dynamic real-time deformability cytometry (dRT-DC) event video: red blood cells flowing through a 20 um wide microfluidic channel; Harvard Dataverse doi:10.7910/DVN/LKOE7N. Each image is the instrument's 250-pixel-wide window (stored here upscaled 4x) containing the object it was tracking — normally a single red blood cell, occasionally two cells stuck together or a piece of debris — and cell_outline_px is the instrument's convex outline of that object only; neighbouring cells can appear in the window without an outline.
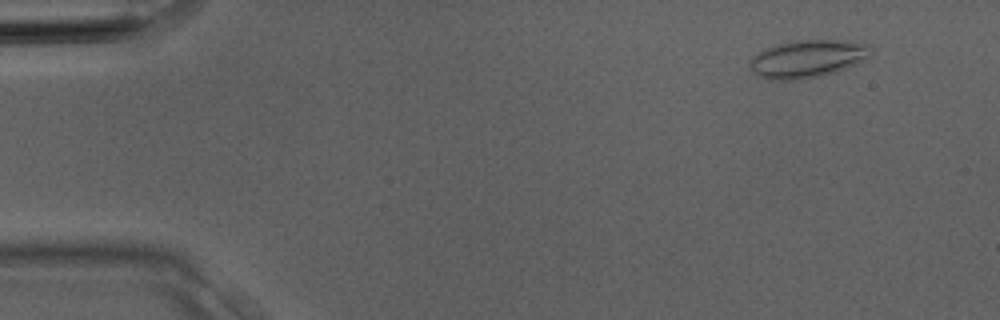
{"species": "Egyptian fruit bat (a non-hibernating species)", "species_latin": "Rousettus aegyptiacus", "temperature_condition": "room temperature", "stored_images_in_passage": 3, "camera_frame_rate_fps": 3000, "um_per_image_px": 0.085, "animal": {"sex": "male"}, "frame": {"image": 1, "passage_image": 3, "time_ms": 0.667, "image_size_px": [1000, 320], "cell_outline_px": [[872, 52], [864, 60], [856, 64], [836, 72], [800, 80], [768, 80], [756, 76], [752, 72], [752, 56], [776, 44], [800, 40], [836, 40], [872, 44]], "centroid_in_image_um": [68.67, 5.01], "position_along_channel_um": 16.3, "area_um2": 26.53}}